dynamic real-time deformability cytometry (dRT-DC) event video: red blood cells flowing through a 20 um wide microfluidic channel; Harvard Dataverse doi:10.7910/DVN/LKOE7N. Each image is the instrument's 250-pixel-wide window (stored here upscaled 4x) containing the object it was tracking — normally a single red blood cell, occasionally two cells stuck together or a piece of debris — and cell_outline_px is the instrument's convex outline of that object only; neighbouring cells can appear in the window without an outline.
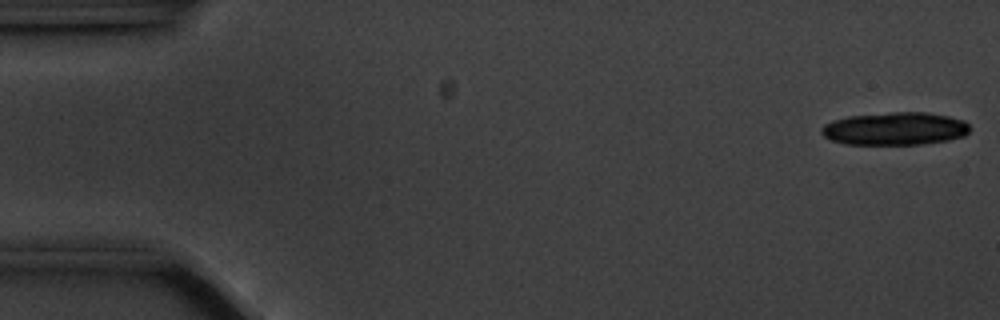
{"species": "common noctule bat (a hibernating species)", "species_latin": "Nyctalus noctula", "temperature_condition": "cold", "stored_images_in_passage": 9, "camera_frame_rate_fps": 3000, "um_per_image_px": 0.085, "animal": {"sex": "male", "body_mass_g": 20.1, "forearm_length_mm": 53.5}, "frame": {"image": 1, "passage_image": 1, "time_ms": 0.0, "image_size_px": [1000, 320], "cell_outline_px": [[968, 132], [964, 136], [948, 140], [920, 144], [844, 144], [832, 140], [824, 136], [820, 132], [820, 128], [824, 124], [832, 120], [848, 116], [892, 112], [928, 112], [948, 116], [964, 120], [968, 124]], "centroid_in_image_um": [76.05, 10.93], "position_along_channel_um": 9.0, "area_um2": 28.44}}